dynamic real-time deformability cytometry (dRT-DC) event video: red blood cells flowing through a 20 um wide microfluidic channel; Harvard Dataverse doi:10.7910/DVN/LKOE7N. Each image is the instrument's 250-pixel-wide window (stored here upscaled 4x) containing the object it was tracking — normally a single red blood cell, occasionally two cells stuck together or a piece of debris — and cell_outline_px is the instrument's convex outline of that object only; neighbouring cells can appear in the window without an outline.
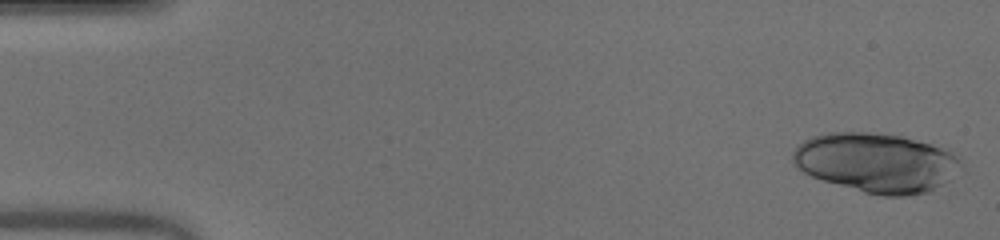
{"species": "human", "species_latin": "Homo sapiens", "temperature_condition": "warm", "stored_images_in_passage": 37, "segment_of_instrument_passage": [1, 2], "camera_frame_rate_fps": 3000, "um_per_image_px": 0.085, "donor": {"sex": "male"}, "frame": {"image": 1, "passage_image": 1, "time_ms": 0.0, "image_size_px": [1000, 240], "cell_outline_px": [[968, 172], [932, 192], [904, 196], [884, 196], [864, 192], [824, 180], [812, 176], [804, 172], [792, 160], [792, 152], [804, 140], [812, 136], [828, 132], [868, 132], [904, 136], [932, 144], [944, 148], [952, 152], [956, 156]], "centroid_in_image_um": [74.63, 13.84], "position_along_channel_um": 10.4, "area_um2": 59.13}}
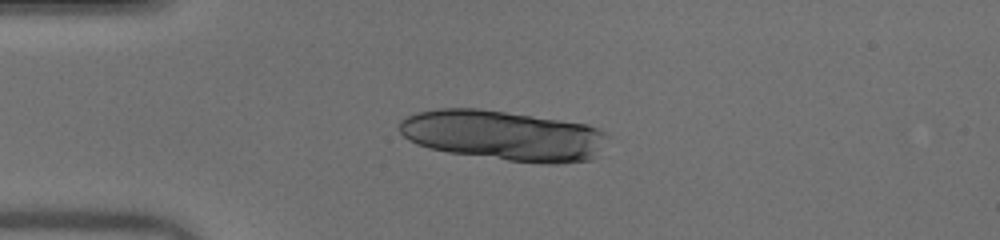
{"frame": {"image": 2, "passage_image": 12, "time_ms": 3.667, "image_size_px": [1000, 240], "cell_outline_px": [[604, 136], [592, 160], [556, 164], [544, 164], [508, 160], [448, 152], [416, 144], [408, 140], [400, 132], [400, 120], [416, 112], [436, 108], [480, 108], [588, 124], [604, 132]], "centroid_in_image_um": [42.72, 11.5], "position_along_channel_um": 42.3, "area_um2": 60.29}}